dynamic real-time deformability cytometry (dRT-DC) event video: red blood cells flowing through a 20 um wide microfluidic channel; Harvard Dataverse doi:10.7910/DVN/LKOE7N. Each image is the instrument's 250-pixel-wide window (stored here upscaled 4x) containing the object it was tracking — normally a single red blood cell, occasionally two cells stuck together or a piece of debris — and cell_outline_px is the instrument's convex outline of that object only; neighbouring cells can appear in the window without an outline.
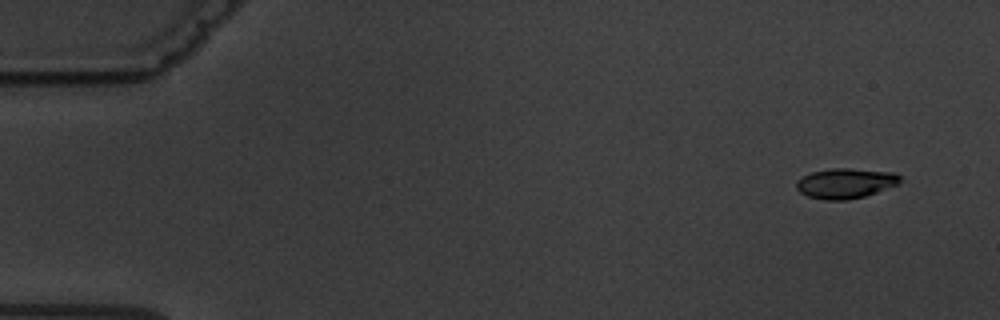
{"species": "common noctule bat (a hibernating species)", "species_latin": "Nyctalus noctula", "temperature_condition": "warm", "stored_images_in_passage": 5, "camera_frame_rate_fps": 3000, "um_per_image_px": 0.085, "animal": {"sex": "male", "body_mass_g": 19.5, "forearm_length_mm": 54.6}, "frame": {"image": 1, "passage_image": 1, "time_ms": 0.0, "image_size_px": [1000, 320], "cell_outline_px": [[900, 180], [896, 184], [876, 192], [864, 196], [848, 200], [824, 200], [808, 196], [800, 192], [796, 188], [796, 180], [812, 172], [832, 168], [848, 168], [896, 172], [900, 176]], "centroid_in_image_um": [71.84, 15.57], "position_along_channel_um": 13.2, "area_um2": 18.09}}
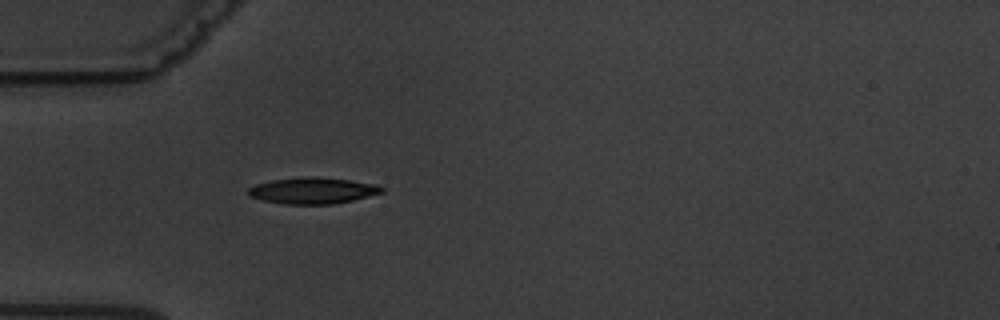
{"frame": {"image": 2, "passage_image": 5, "time_ms": 4.667, "image_size_px": [1000, 320], "cell_outline_px": [[384, 192], [352, 200], [332, 204], [284, 204], [264, 200], [248, 196], [248, 188], [256, 184], [272, 180], [304, 176], [312, 176], [348, 180], [376, 184], [384, 188]], "centroid_in_image_um": [26.57, 16.2], "position_along_channel_um": 58.4, "area_um2": 20.35}}